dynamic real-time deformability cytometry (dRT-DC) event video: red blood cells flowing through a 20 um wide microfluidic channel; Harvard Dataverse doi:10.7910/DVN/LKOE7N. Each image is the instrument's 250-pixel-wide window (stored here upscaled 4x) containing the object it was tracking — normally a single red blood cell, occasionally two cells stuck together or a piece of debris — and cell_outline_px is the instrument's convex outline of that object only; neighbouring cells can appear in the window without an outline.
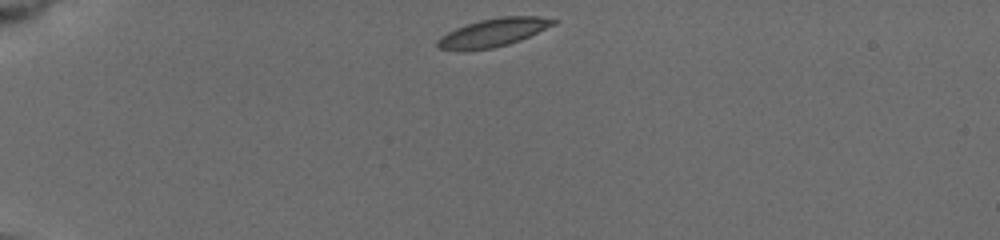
{"species": "common noctule bat (a hibernating species)", "species_latin": "Nyctalus noctula", "temperature_condition": "cold", "stored_images_in_passage": 7, "camera_frame_rate_fps": 3000, "um_per_image_px": 0.085, "animal": {"sex": "female", "body_mass_g": 19.5, "forearm_length_mm": 54.1}, "frame": {"image": 1, "passage_image": 1, "time_ms": 0.0, "image_size_px": [1000, 240], "cell_outline_px": [[560, 20], [556, 24], [520, 40], [508, 44], [492, 48], [456, 52], [436, 48], [436, 40], [440, 36], [456, 28], [480, 20], [500, 16], [540, 16]], "centroid_in_image_um": [41.89, 2.78], "position_along_channel_um": 43.1, "area_um2": 19.36}}
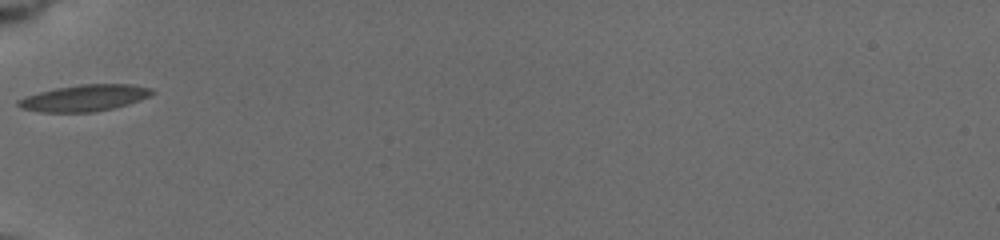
{"frame": {"image": 2, "passage_image": 4, "time_ms": 2.333, "image_size_px": [1000, 240], "cell_outline_px": [[156, 92], [152, 96], [128, 104], [112, 108], [92, 112], [40, 112], [20, 108], [16, 104], [16, 100], [24, 96], [56, 88], [80, 84], [132, 84], [152, 88]], "centroid_in_image_um": [7.19, 8.32], "position_along_channel_um": 77.8, "area_um2": 20.81}}
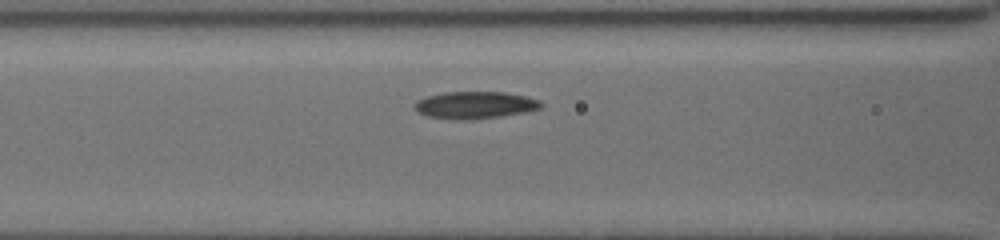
{"frame": {"image": 3, "passage_image": 6, "time_ms": 3.667, "image_size_px": [1000, 240], "cell_outline_px": [[544, 104], [540, 108], [524, 112], [500, 116], [468, 120], [452, 120], [428, 116], [416, 112], [412, 108], [412, 104], [416, 100], [424, 96], [444, 92], [504, 92], [524, 96], [540, 100]], "centroid_in_image_um": [40.28, 8.93], "position_along_channel_um": 126.3, "area_um2": 20.29}}